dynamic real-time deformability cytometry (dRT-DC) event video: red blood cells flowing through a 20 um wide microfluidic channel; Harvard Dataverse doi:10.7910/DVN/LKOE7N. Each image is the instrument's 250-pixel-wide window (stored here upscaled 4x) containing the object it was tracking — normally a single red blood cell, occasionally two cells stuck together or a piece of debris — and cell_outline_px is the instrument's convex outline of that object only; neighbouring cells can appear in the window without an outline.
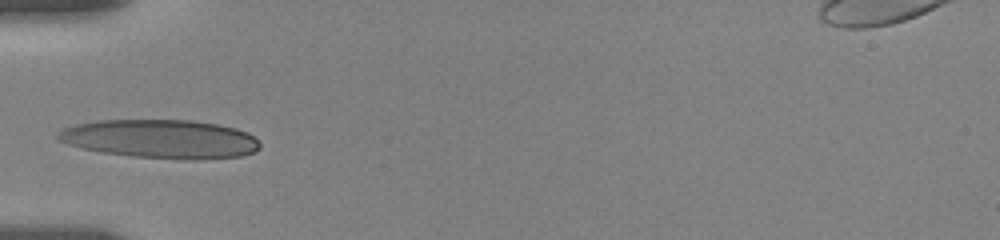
{"species": "human", "species_latin": "Homo sapiens", "temperature_condition": "room temperature", "stored_images_in_passage": 5, "camera_frame_rate_fps": 3000, "um_per_image_px": 0.085, "donor": {"sex": "female"}, "frame": {"image": 1, "passage_image": 1, "time_ms": 0.0, "image_size_px": [1000, 240], "cell_outline_px": [[260, 148], [252, 152], [240, 156], [192, 160], [184, 160], [132, 156], [100, 152], [80, 148], [56, 140], [56, 132], [64, 128], [76, 124], [96, 120], [192, 120], [220, 124], [236, 128], [248, 132], [260, 144]], "centroid_in_image_um": [13.62, 11.81], "position_along_channel_um": 71.4, "area_um2": 45.89}}
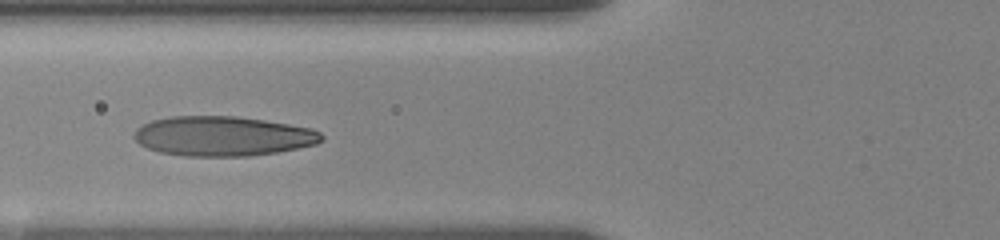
{"frame": {"image": 2, "passage_image": 4, "time_ms": 1.0, "image_size_px": [1000, 240], "cell_outline_px": [[324, 140], [316, 144], [276, 152], [248, 156], [184, 156], [160, 152], [148, 148], [140, 144], [132, 136], [136, 128], [152, 120], [168, 116], [236, 116], [264, 120], [312, 128], [320, 132], [324, 136]], "centroid_in_image_um": [18.93, 11.56], "position_along_channel_um": 106.9, "area_um2": 43.47}}